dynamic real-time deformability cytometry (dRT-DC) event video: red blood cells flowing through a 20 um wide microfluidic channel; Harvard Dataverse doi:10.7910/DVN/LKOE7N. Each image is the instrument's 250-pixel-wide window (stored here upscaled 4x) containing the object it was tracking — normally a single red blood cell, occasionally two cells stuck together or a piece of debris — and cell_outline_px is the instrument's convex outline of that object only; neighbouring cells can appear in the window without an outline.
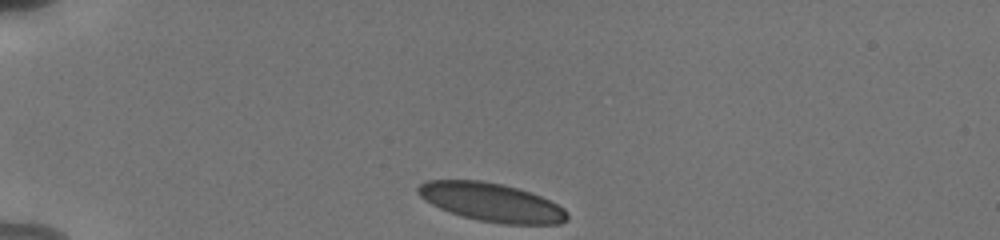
{"species": "human", "species_latin": "Homo sapiens", "temperature_condition": "cold", "stored_images_in_passage": 35, "camera_frame_rate_fps": 3000, "um_per_image_px": 0.085, "donor": {"sex": "male"}, "frame": {"image": 1, "passage_image": 1, "time_ms": 0.0, "image_size_px": [1000, 240], "cell_outline_px": [[568, 220], [560, 224], [504, 224], [480, 220], [464, 216], [440, 208], [424, 200], [416, 192], [416, 188], [420, 184], [428, 180], [480, 180], [500, 184], [516, 188], [540, 196], [564, 208], [568, 212]], "centroid_in_image_um": [41.78, 17.19], "position_along_channel_um": 43.2, "area_um2": 33.12}}
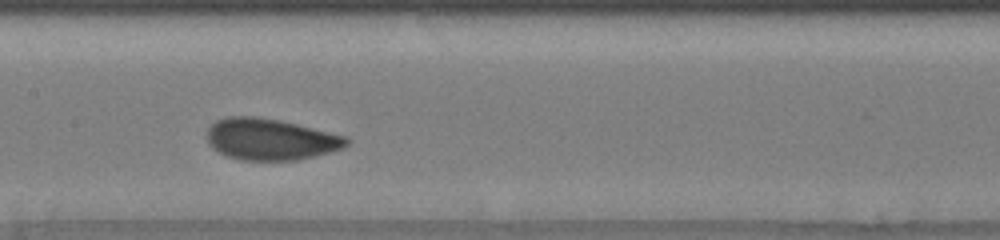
{"frame": {"image": 2, "passage_image": 16, "time_ms": 5.0, "image_size_px": [1000, 240], "cell_outline_px": [[348, 144], [344, 148], [316, 156], [296, 160], [240, 160], [228, 156], [212, 148], [208, 144], [208, 128], [216, 120], [228, 116], [256, 116], [280, 120], [348, 136]], "centroid_in_image_um": [23.01, 11.83], "position_along_channel_um": 184.4, "area_um2": 33.81}}
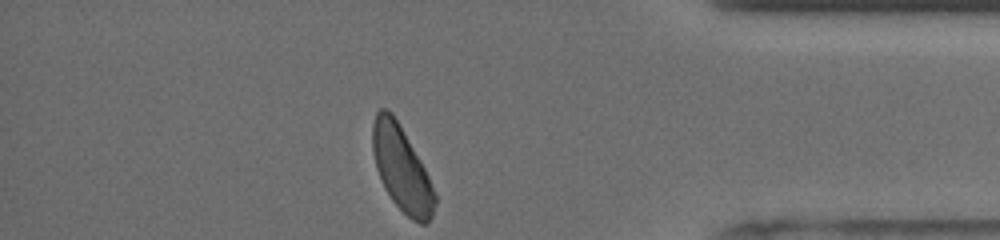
{"frame": {"image": 3, "passage_image": 35, "time_ms": 11.333, "image_size_px": [1000, 240], "cell_outline_px": [[436, 204], [432, 216], [428, 224], [420, 224], [412, 220], [392, 200], [384, 188], [376, 168], [372, 148], [372, 124], [376, 112], [380, 108], [384, 108], [392, 112], [424, 168], [428, 176], [436, 196]], "centroid_in_image_um": [34.12, 14.36], "position_along_channel_um": 401.1, "area_um2": 30.46}, "authors_computed_cell_mechanics": {"area_um2": 33.1194, "velocity_mm_per_s": 3.7774, "shape_relaxation_time_tau1_ms": 3.9186, "shape_relaxation_time_tau2_ms": null, "deformation_change_tau1": 0.1102, "deformation_change_tau2": null}}